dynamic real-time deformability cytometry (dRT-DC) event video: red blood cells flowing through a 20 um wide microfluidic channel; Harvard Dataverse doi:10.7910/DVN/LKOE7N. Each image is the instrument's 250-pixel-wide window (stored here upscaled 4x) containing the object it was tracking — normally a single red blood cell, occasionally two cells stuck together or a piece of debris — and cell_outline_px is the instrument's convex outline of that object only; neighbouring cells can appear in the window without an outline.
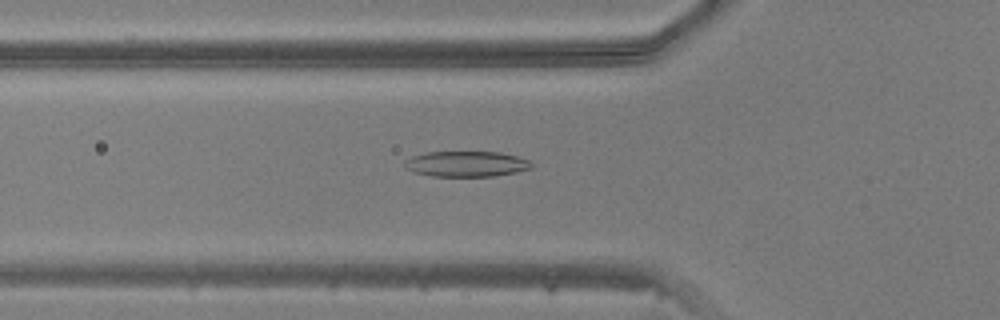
{"species": "common noctule bat (a hibernating species)", "species_latin": "Nyctalus noctula", "temperature_condition": "warm", "stored_images_in_passage": 49, "camera_frame_rate_fps": 3000, "um_per_image_px": 0.085, "animal": {"sex": "male", "body_mass_g": 20.5, "forearm_length_mm": 52.5}, "frame": {"image": 1, "passage_image": 17, "time_ms": 5.333, "image_size_px": [1000, 320], "cell_outline_px": [[536, 164], [532, 168], [516, 172], [492, 176], [432, 176], [412, 172], [404, 168], [404, 160], [412, 156], [428, 152], [500, 152], [532, 160]], "centroid_in_image_um": [39.66, 13.93], "position_along_channel_um": 86.1, "area_um2": 19.13}}
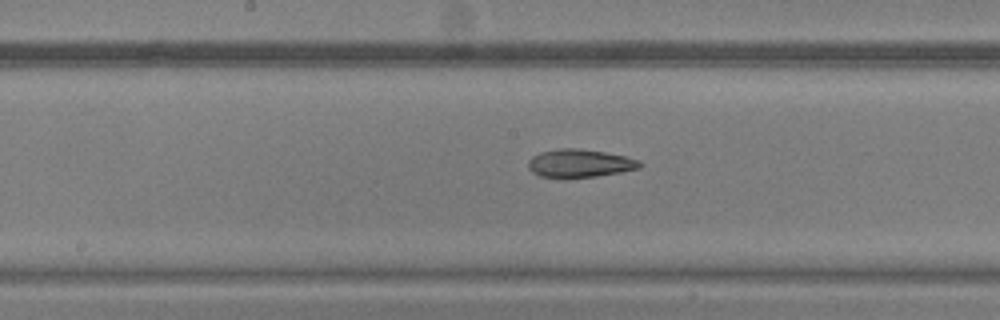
{"frame": {"image": 2, "passage_image": 25, "time_ms": 8.0, "image_size_px": [1000, 320], "cell_outline_px": [[644, 164], [640, 168], [620, 172], [596, 176], [568, 180], [540, 176], [532, 172], [528, 168], [528, 160], [532, 156], [540, 152], [560, 148], [576, 148], [604, 152], [624, 156], [640, 160]], "centroid_in_image_um": [49.25, 13.91], "position_along_channel_um": 199.0, "area_um2": 18.73}}
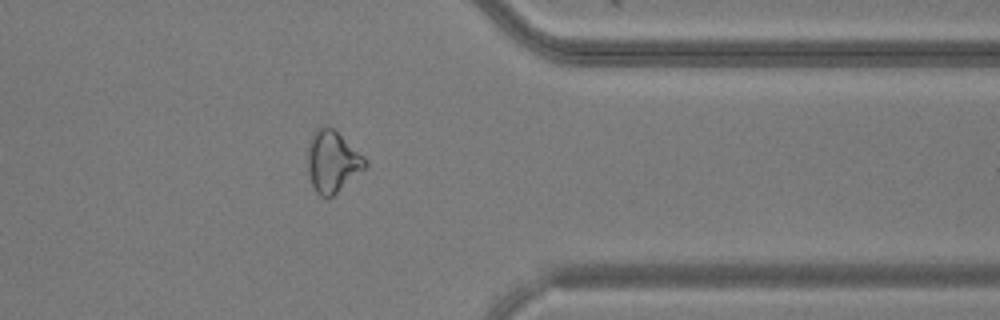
{"frame": {"image": 3, "passage_image": 39, "time_ms": 12.667, "image_size_px": [1000, 320], "cell_outline_px": [[368, 164], [364, 168], [332, 196], [320, 196], [316, 192], [308, 176], [308, 140], [316, 128], [324, 124], [332, 128], [364, 156]], "centroid_in_image_um": [28.21, 13.69], "position_along_channel_um": 383.2, "area_um2": 20.35}}